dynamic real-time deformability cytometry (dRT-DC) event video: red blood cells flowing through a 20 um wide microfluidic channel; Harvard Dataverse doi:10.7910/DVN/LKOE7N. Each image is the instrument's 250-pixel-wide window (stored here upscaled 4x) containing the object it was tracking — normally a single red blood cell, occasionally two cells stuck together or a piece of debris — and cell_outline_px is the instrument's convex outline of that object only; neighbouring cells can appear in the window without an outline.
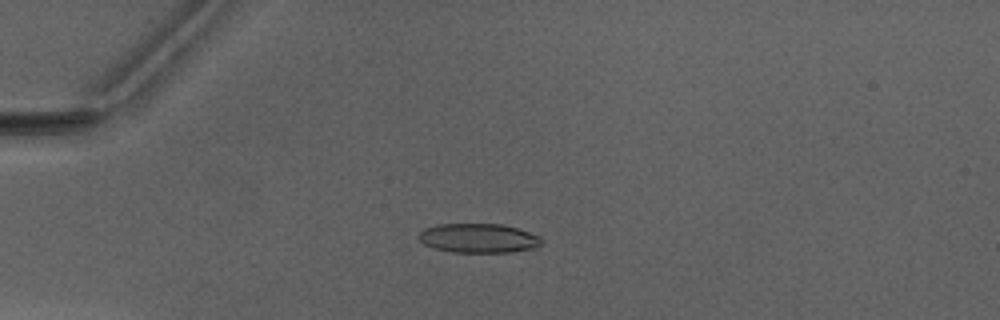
{"species": "Egyptian fruit bat (a non-hibernating species)", "species_latin": "Rousettus aegyptiacus", "temperature_condition": "warm", "stored_images_in_passage": 45, "camera_frame_rate_fps": 3000, "um_per_image_px": 0.085, "animal": {"sex": "male"}, "frame": {"image": 1, "passage_image": 8, "time_ms": 2.333, "image_size_px": [1000, 320], "cell_outline_px": [[540, 244], [536, 248], [508, 252], [452, 252], [432, 248], [424, 244], [416, 236], [424, 228], [436, 224], [500, 224], [516, 228], [540, 236]], "centroid_in_image_um": [40.61, 20.24], "position_along_channel_um": 44.4, "area_um2": 20.92}}
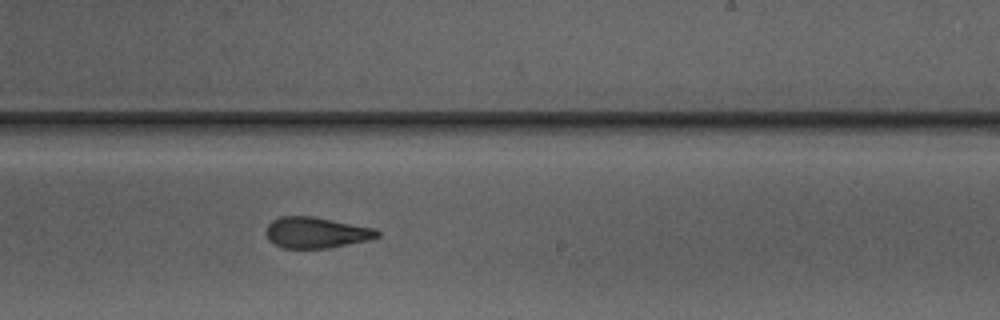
{"frame": {"image": 2, "passage_image": 26, "time_ms": 8.333, "image_size_px": [1000, 320], "cell_outline_px": [[380, 236], [368, 240], [328, 248], [284, 248], [268, 240], [268, 224], [272, 220], [280, 216], [312, 216], [376, 228], [380, 232]], "centroid_in_image_um": [26.91, 19.76], "position_along_channel_um": 262.1, "area_um2": 19.94}}
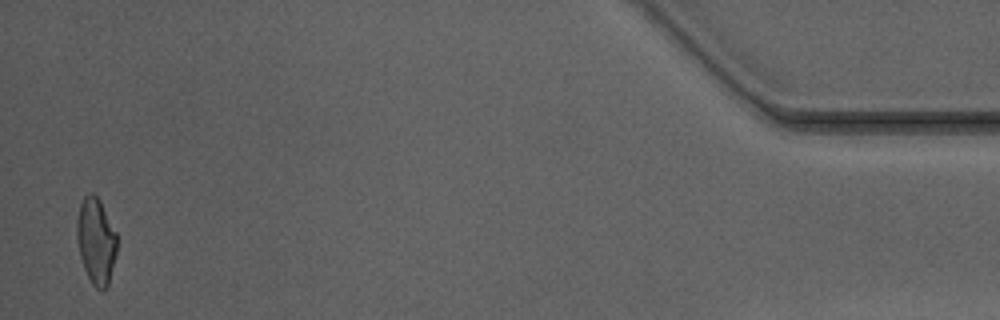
{"frame": {"image": 3, "passage_image": 44, "time_ms": 14.333, "image_size_px": [1000, 320], "cell_outline_px": [[116, 256], [108, 284], [104, 292], [100, 292], [92, 284], [84, 268], [80, 256], [76, 236], [76, 220], [80, 204], [84, 196], [88, 192], [92, 192], [100, 200], [116, 232]], "centroid_in_image_um": [8.15, 20.48], "position_along_channel_um": 427.0, "area_um2": 20.29}, "authors_computed_cell_mechanics": {"area_um2": 20.5768, "velocity_mm_per_s": 4.134, "shape_relaxation_time_tau1_ms": null, "shape_relaxation_time_tau2_ms": 1.8742, "deformation_change_tau1": null, "deformation_change_tau2": 0.0996}}